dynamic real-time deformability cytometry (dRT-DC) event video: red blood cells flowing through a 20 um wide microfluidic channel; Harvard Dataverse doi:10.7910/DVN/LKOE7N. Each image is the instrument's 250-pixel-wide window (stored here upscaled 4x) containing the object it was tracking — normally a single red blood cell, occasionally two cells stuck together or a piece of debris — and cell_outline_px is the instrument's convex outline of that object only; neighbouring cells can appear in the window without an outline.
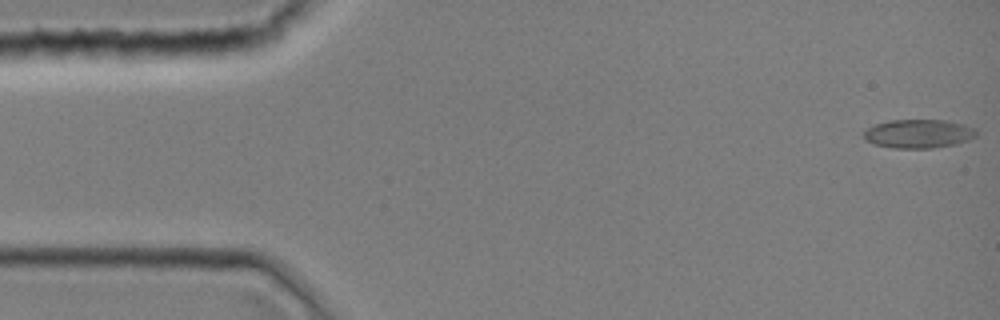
{"species": "common noctule bat (a hibernating species)", "species_latin": "Nyctalus noctula", "temperature_condition": "room temperature", "stored_images_in_passage": 44, "camera_frame_rate_fps": 3000, "um_per_image_px": 0.085, "animal": {"sex": "female", "body_mass_g": 19.0, "forearm_length_mm": 51.5}, "frame": {"image": 1, "passage_image": 1, "time_ms": 0.0, "image_size_px": [1000, 320], "cell_outline_px": [[976, 136], [968, 140], [956, 144], [932, 148], [896, 148], [876, 144], [868, 140], [864, 136], [864, 132], [868, 128], [876, 124], [888, 120], [948, 120], [964, 124], [976, 128]], "centroid_in_image_um": [78.13, 11.35], "position_along_channel_um": 6.9, "area_um2": 18.73}}
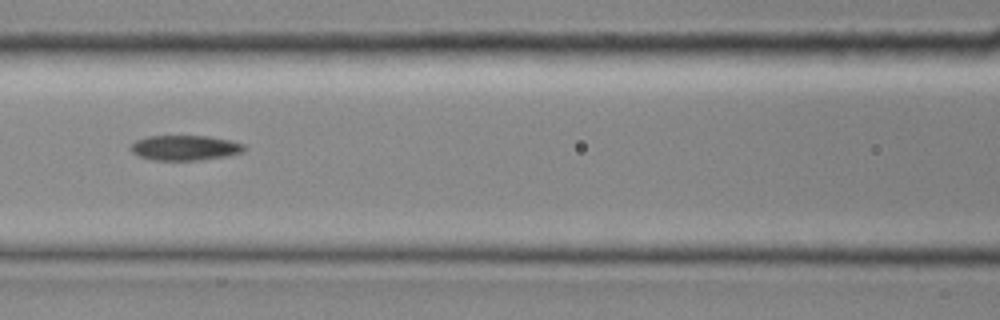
{"frame": {"image": 2, "passage_image": 19, "time_ms": 6.0, "image_size_px": [1000, 320], "cell_outline_px": [[248, 148], [244, 152], [228, 156], [196, 160], [152, 160], [140, 156], [132, 152], [128, 148], [136, 140], [148, 136], [208, 136], [232, 140], [244, 144]], "centroid_in_image_um": [15.76, 12.56], "position_along_channel_um": 150.8, "area_um2": 16.76}}
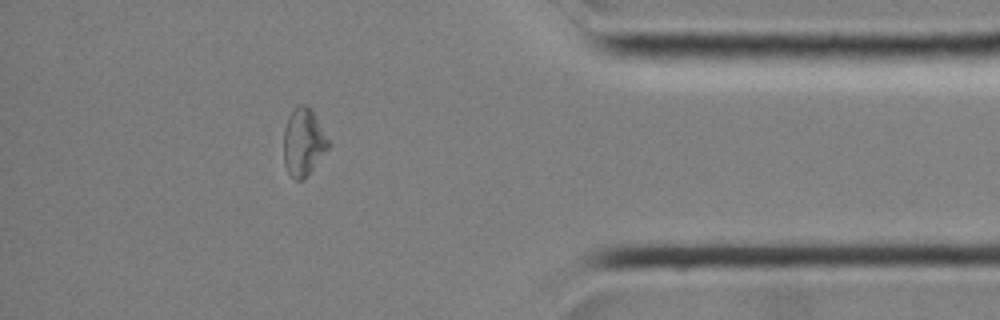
{"frame": {"image": 3, "passage_image": 38, "time_ms": 12.333, "image_size_px": [1000, 320], "cell_outline_px": [[332, 144], [308, 176], [300, 180], [296, 180], [288, 172], [284, 164], [284, 128], [288, 116], [300, 104], [304, 104], [312, 108]], "centroid_in_image_um": [25.83, 12.08], "position_along_channel_um": 409.4, "area_um2": 17.86}}